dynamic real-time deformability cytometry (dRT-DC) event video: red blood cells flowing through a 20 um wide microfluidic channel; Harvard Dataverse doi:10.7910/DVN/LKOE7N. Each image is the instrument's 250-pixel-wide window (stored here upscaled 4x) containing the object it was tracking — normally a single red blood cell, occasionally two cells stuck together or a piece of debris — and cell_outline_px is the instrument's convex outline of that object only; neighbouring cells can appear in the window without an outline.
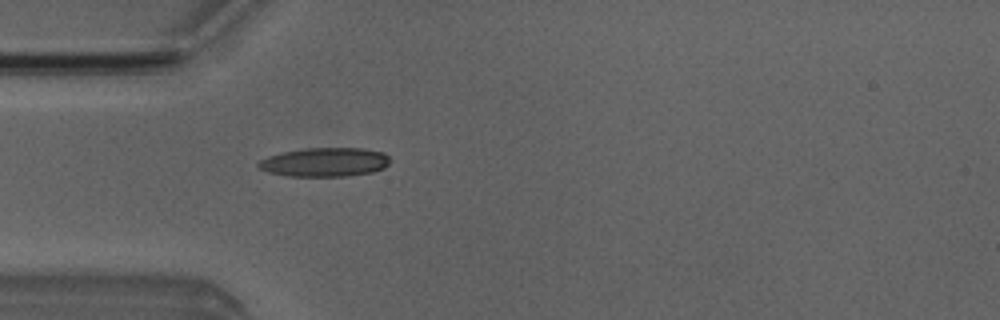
{"species": "Egyptian fruit bat (a non-hibernating species)", "species_latin": "Rousettus aegyptiacus", "temperature_condition": "room temperature", "stored_images_in_passage": 1, "camera_frame_rate_fps": 3000, "um_per_image_px": 0.085, "animal": {"sex": "male"}, "frame": {"image": 1, "passage_image": 1, "time_ms": 0.0, "image_size_px": [1000, 320], "cell_outline_px": [[388, 164], [384, 168], [372, 172], [348, 176], [288, 176], [268, 172], [260, 168], [256, 164], [260, 160], [268, 156], [284, 152], [304, 148], [364, 148], [384, 152], [388, 156]], "centroid_in_image_um": [27.61, 13.78], "position_along_channel_um": 57.4, "area_um2": 22.2}}